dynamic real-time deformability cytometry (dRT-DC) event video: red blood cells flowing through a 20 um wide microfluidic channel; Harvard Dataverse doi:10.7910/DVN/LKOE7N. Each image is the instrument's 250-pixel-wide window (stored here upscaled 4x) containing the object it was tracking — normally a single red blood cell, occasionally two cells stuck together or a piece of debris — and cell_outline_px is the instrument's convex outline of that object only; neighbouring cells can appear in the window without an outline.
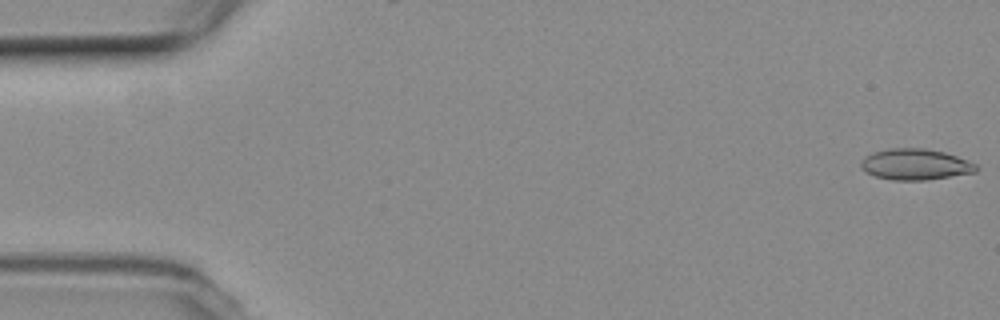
{"species": "common noctule bat (a hibernating species)", "species_latin": "Nyctalus noctula", "temperature_condition": "room temperature", "stored_images_in_passage": 5, "camera_frame_rate_fps": 3000, "um_per_image_px": 0.085, "animal": {"sex": "female", "body_mass_g": 19.3, "forearm_length_mm": 54.1}, "frame": {"image": 1, "passage_image": 1, "time_ms": 0.0, "image_size_px": [1000, 320], "cell_outline_px": [[976, 172], [928, 180], [892, 180], [876, 176], [868, 172], [860, 164], [872, 152], [888, 148], [924, 148], [944, 152], [956, 156], [976, 164]], "centroid_in_image_um": [77.83, 13.97], "position_along_channel_um": 7.2, "area_um2": 20.52}}